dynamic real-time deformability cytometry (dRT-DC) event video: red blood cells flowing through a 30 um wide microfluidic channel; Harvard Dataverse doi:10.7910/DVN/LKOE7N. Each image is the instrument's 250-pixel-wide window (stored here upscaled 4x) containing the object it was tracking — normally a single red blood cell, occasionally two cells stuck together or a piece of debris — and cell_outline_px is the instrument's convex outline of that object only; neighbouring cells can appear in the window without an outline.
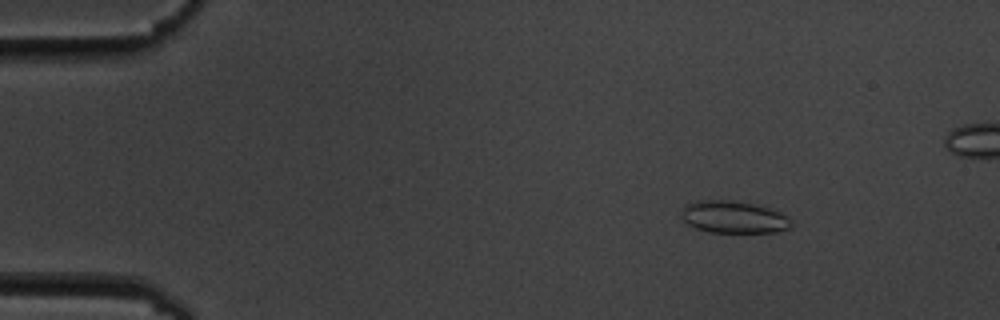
{"species": "common noctule bat (a hibernating species)", "species_latin": "Nyctalus noctula", "temperature_condition": "cold", "stored_images_in_passage": 6, "camera_frame_rate_fps": 3000, "um_per_image_px": 0.085, "animal": {"sex": "male", "body_mass_g": 19.5, "forearm_length_mm": 54.6}, "frame": {"image": 1, "passage_image": 3, "time_ms": 2.333, "image_size_px": [1000, 320], "cell_outline_px": [[792, 224], [788, 228], [776, 232], [708, 232], [696, 228], [688, 224], [680, 216], [680, 212], [684, 204], [700, 200], [728, 200], [752, 204], [768, 208], [780, 212]], "centroid_in_image_um": [62.27, 18.45], "position_along_channel_um": 22.7, "area_um2": 20.4}}